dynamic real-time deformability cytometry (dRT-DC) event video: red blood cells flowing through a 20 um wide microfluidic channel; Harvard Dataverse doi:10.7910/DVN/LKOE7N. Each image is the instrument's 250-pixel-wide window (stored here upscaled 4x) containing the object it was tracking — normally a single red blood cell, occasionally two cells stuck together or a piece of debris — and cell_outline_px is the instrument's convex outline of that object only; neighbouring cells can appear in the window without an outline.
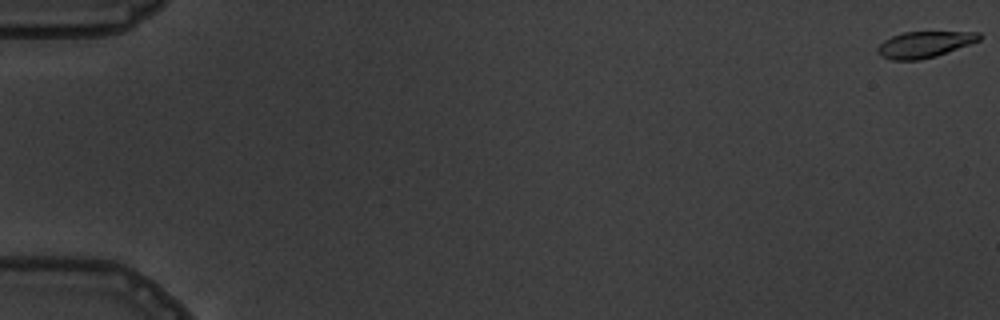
{"species": "common noctule bat (a hibernating species)", "species_latin": "Nyctalus noctula", "temperature_condition": "warm", "stored_images_in_passage": 6, "camera_frame_rate_fps": 3000, "um_per_image_px": 0.085, "animal": {"sex": "male", "body_mass_g": 19.5, "forearm_length_mm": 54.6}, "frame": {"image": 1, "passage_image": 1, "time_ms": 0.0, "image_size_px": [1000, 320], "cell_outline_px": [[984, 36], [980, 40], [936, 56], [920, 60], [892, 60], [880, 56], [876, 48], [884, 40], [892, 36], [904, 32], [980, 32]], "centroid_in_image_um": [78.58, 3.78], "position_along_channel_um": 6.4, "area_um2": 15.49}}
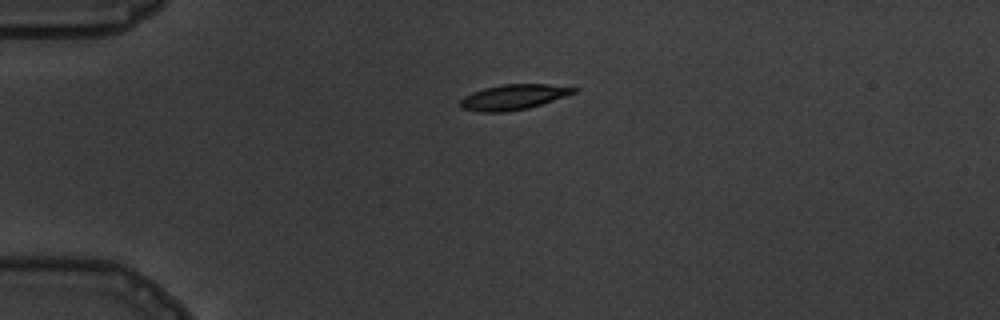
{"frame": {"image": 2, "passage_image": 5, "time_ms": 4.667, "image_size_px": [1000, 320], "cell_outline_px": [[580, 88], [576, 92], [528, 108], [508, 112], [476, 112], [460, 108], [456, 104], [464, 96], [472, 92], [484, 88], [504, 84], [548, 84]], "centroid_in_image_um": [43.57, 8.26], "position_along_channel_um": 41.4, "area_um2": 16.82}}